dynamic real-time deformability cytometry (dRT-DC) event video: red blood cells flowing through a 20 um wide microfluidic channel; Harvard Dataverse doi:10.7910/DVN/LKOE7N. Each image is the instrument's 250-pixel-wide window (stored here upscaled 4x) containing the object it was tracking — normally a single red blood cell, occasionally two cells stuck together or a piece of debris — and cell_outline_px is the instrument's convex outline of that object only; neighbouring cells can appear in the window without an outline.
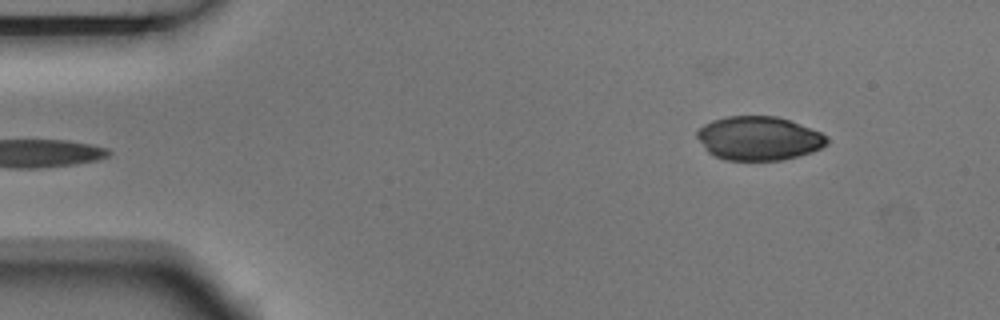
{"species": "Egyptian fruit bat (a non-hibernating species)", "species_latin": "Rousettus aegyptiacus", "temperature_condition": "room temperature", "stored_images_in_passage": 4, "camera_frame_rate_fps": 3000, "um_per_image_px": 0.085, "animal": {"sex": "male"}, "frame": {"image": 1, "passage_image": 4, "time_ms": 1.0, "image_size_px": [1000, 320], "cell_outline_px": [[828, 144], [812, 152], [800, 156], [780, 160], [728, 160], [716, 156], [708, 152], [704, 148], [696, 136], [696, 132], [704, 124], [712, 120], [728, 116], [776, 116], [788, 120], [820, 132], [828, 136]], "centroid_in_image_um": [64.49, 11.76], "position_along_channel_um": 20.5, "area_um2": 33.12}}